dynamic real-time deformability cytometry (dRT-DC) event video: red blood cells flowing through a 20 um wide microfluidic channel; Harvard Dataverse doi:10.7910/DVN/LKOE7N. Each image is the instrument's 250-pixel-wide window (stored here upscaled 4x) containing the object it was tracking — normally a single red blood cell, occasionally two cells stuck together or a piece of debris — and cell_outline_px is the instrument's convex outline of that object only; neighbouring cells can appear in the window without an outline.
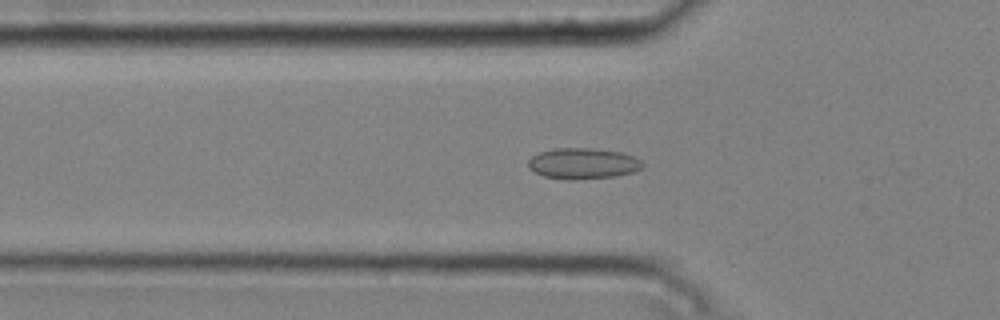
{"species": "common noctule bat (a hibernating species)", "species_latin": "Nyctalus noctula", "temperature_condition": "cold", "stored_images_in_passage": 40, "camera_frame_rate_fps": 3000, "um_per_image_px": 0.085, "animal": {"sex": "male", "body_mass_g": 20.4}, "frame": {"image": 1, "passage_image": 7, "time_ms": 2.0, "image_size_px": [1000, 320], "cell_outline_px": [[644, 164], [636, 172], [616, 176], [544, 176], [536, 172], [528, 164], [528, 160], [532, 156], [540, 152], [556, 148], [588, 148], [620, 152], [632, 156], [640, 160]], "centroid_in_image_um": [49.6, 13.83], "position_along_channel_um": 76.2, "area_um2": 19.31}}
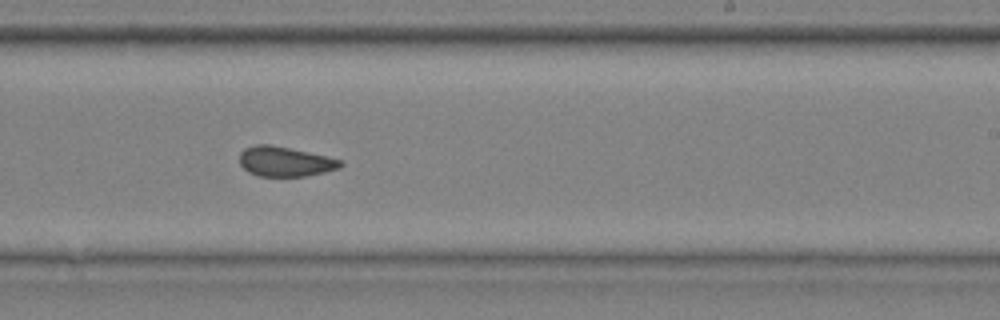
{"frame": {"image": 2, "passage_image": 22, "time_ms": 7.0, "image_size_px": [1000, 320], "cell_outline_px": [[344, 164], [340, 168], [324, 172], [304, 176], [260, 176], [248, 172], [240, 164], [240, 152], [244, 148], [256, 144], [268, 144], [308, 152], [340, 160]], "centroid_in_image_um": [24.2, 13.73], "position_along_channel_um": 264.8, "area_um2": 17.34}}
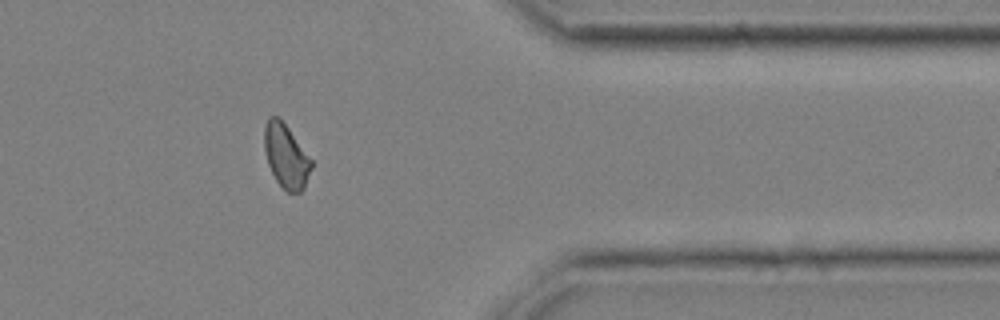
{"frame": {"image": 3, "passage_image": 33, "time_ms": 10.667, "image_size_px": [1000, 320], "cell_outline_px": [[312, 168], [304, 188], [300, 192], [288, 192], [276, 180], [268, 164], [264, 148], [264, 124], [268, 116], [276, 116], [288, 128], [312, 160]], "centroid_in_image_um": [24.3, 13.26], "position_along_channel_um": 387.1, "area_um2": 17.28}, "authors_computed_cell_mechanics": {"area_um2": 17.8602, "velocity_mm_per_s": 3.7659, "shape_relaxation_time_tau1_ms": null, "shape_relaxation_time_tau2_ms": 2.3769, "deformation_change_tau1": null, "deformation_change_tau2": 0.0737}}